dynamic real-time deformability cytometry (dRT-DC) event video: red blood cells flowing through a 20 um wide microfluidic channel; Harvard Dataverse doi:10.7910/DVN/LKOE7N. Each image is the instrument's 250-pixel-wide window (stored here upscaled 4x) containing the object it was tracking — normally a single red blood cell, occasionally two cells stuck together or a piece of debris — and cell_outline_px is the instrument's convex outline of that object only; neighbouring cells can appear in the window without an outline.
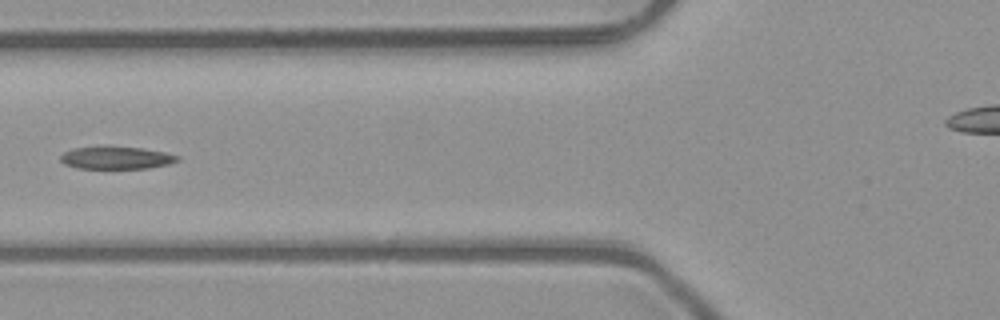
{"species": "common noctule bat (a hibernating species)", "species_latin": "Nyctalus noctula", "temperature_condition": "room temperature", "stored_images_in_passage": 7, "camera_frame_rate_fps": 3000, "um_per_image_px": 0.085, "animal": {"sex": "male", "body_mass_g": 23.1, "forearm_length_mm": 52.7}, "frame": {"image": 1, "passage_image": 6, "time_ms": 1.667, "image_size_px": [1000, 320], "cell_outline_px": [[180, 160], [168, 164], [148, 168], [76, 168], [64, 164], [60, 160], [60, 156], [64, 152], [72, 148], [144, 148], [164, 152], [180, 156]], "centroid_in_image_um": [9.9, 13.43], "position_along_channel_um": 115.9, "area_um2": 14.91}}
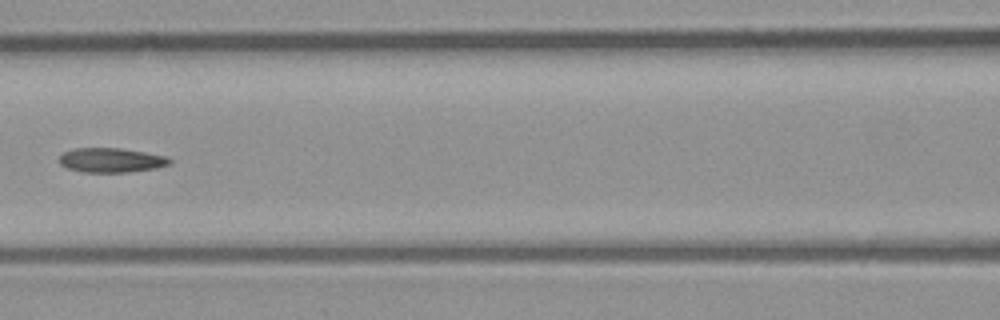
{"frame": {"image": 2, "passage_image": 7, "time_ms": 2.0, "image_size_px": [1000, 320], "cell_outline_px": [[172, 164], [156, 168], [128, 172], [84, 172], [68, 168], [60, 164], [60, 156], [64, 152], [72, 148], [120, 148], [168, 156], [172, 160]], "centroid_in_image_um": [9.49, 13.61], "position_along_channel_um": 157.1, "area_um2": 15.78}}